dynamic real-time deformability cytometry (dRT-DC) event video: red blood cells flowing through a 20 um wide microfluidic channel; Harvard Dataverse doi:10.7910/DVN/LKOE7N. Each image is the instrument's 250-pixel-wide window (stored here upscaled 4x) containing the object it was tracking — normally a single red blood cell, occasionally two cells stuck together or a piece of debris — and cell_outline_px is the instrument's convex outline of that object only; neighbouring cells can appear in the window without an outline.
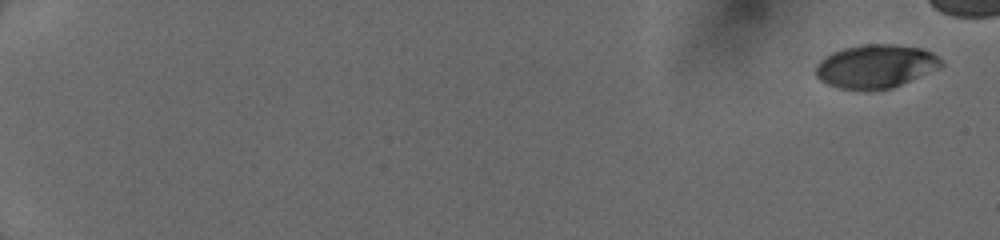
{"species": "human", "species_latin": "Homo sapiens", "temperature_condition": "cold", "stored_images_in_passage": 27, "camera_frame_rate_fps": 3000, "um_per_image_px": 0.085, "donor": {"sex": "female"}, "frame": {"image": 1, "passage_image": 1, "time_ms": 0.0, "image_size_px": [1000, 240], "cell_outline_px": [[944, 64], [940, 68], [892, 88], [868, 92], [840, 88], [828, 84], [820, 80], [816, 76], [816, 64], [824, 56], [832, 52], [844, 48], [864, 44], [896, 44], [924, 48], [932, 52]], "centroid_in_image_um": [74.43, 5.65], "position_along_channel_um": 10.6, "area_um2": 32.25}}
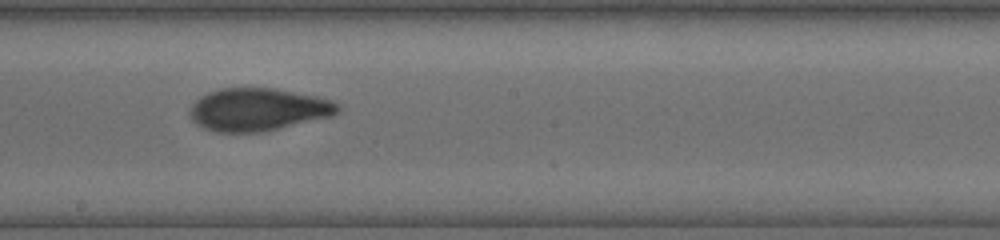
{"frame": {"image": 2, "passage_image": 17, "time_ms": 10.333, "image_size_px": [1000, 240], "cell_outline_px": [[340, 112], [332, 116], [264, 132], [216, 132], [204, 128], [196, 124], [188, 116], [188, 108], [200, 96], [208, 92], [220, 88], [276, 88], [316, 96], [332, 100], [340, 104]], "centroid_in_image_um": [21.92, 9.31], "position_along_channel_um": 226.3, "area_um2": 37.28}}
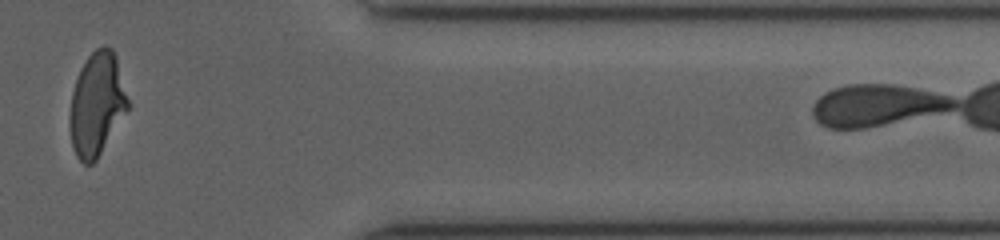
{"frame": {"image": 3, "passage_image": 26, "time_ms": 15.0, "image_size_px": [1000, 240], "cell_outline_px": [[128, 108], [96, 160], [92, 164], [84, 164], [76, 156], [72, 144], [72, 92], [80, 68], [88, 56], [96, 48], [104, 44], [112, 48], [116, 56], [128, 100]], "centroid_in_image_um": [8.25, 8.81], "position_along_channel_um": 403.2, "area_um2": 33.93}}